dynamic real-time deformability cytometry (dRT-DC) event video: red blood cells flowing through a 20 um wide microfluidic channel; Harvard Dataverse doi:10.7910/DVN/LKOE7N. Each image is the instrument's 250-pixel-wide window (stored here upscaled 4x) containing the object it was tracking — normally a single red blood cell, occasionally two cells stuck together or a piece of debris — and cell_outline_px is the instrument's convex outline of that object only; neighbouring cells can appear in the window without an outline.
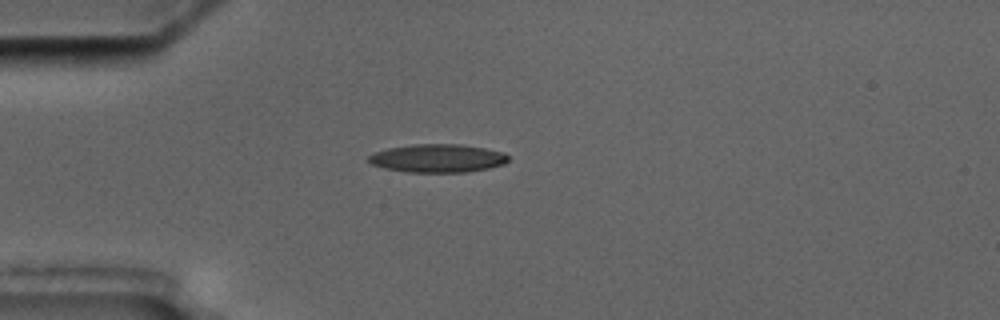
{"species": "common noctule bat (a hibernating species)", "species_latin": "Nyctalus noctula", "temperature_condition": "cold", "stored_images_in_passage": 6, "camera_frame_rate_fps": 3000, "um_per_image_px": 0.085, "animal": {"sex": "male", "body_mass_g": 17.5, "forearm_length_mm": 52.3}, "frame": {"image": 1, "passage_image": 1, "time_ms": 0.0, "image_size_px": [1000, 320], "cell_outline_px": [[508, 160], [504, 164], [488, 168], [468, 172], [408, 172], [384, 168], [372, 164], [368, 160], [368, 156], [376, 152], [388, 148], [412, 144], [460, 144], [484, 148], [504, 152], [508, 156]], "centroid_in_image_um": [37.21, 13.45], "position_along_channel_um": 47.8, "area_um2": 22.95}}
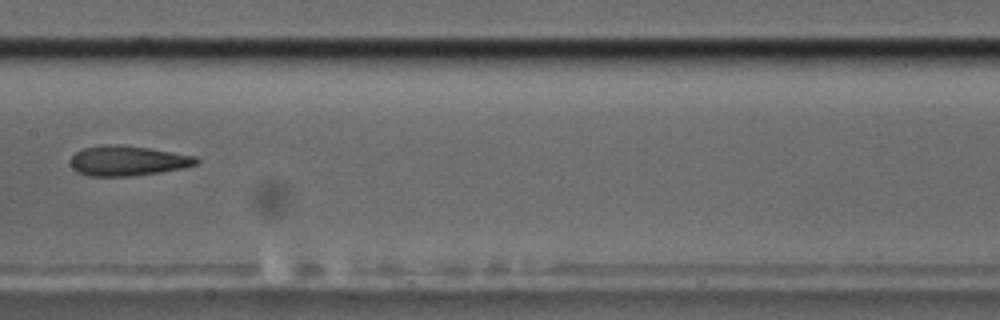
{"frame": {"image": 2, "passage_image": 5, "time_ms": 4.667, "image_size_px": [1000, 320], "cell_outline_px": [[200, 160], [196, 164], [184, 168], [160, 172], [132, 176], [88, 176], [76, 172], [72, 168], [72, 156], [76, 152], [84, 148], [104, 144], [120, 144], [148, 148], [196, 156]], "centroid_in_image_um": [10.85, 13.66], "position_along_channel_um": 196.5, "area_um2": 22.02}}
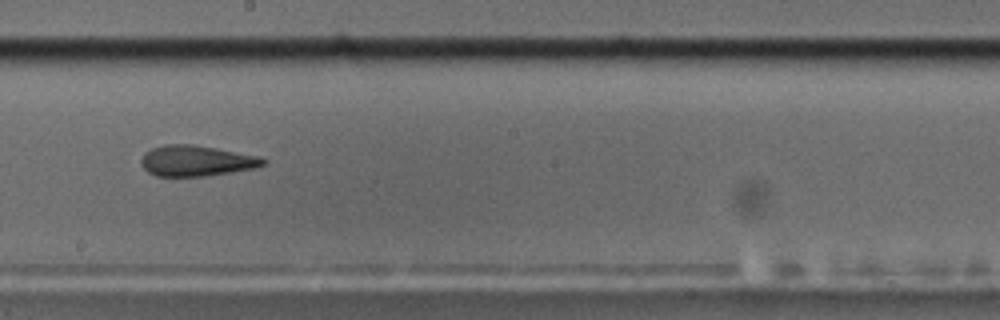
{"frame": {"image": 3, "passage_image": 6, "time_ms": 5.667, "image_size_px": [1000, 320], "cell_outline_px": [[268, 160], [264, 164], [256, 168], [232, 172], [204, 176], [156, 176], [148, 172], [140, 164], [140, 160], [144, 152], [152, 148], [164, 144], [192, 144], [216, 148], [260, 156]], "centroid_in_image_um": [16.68, 13.66], "position_along_channel_um": 231.5, "area_um2": 22.02}}